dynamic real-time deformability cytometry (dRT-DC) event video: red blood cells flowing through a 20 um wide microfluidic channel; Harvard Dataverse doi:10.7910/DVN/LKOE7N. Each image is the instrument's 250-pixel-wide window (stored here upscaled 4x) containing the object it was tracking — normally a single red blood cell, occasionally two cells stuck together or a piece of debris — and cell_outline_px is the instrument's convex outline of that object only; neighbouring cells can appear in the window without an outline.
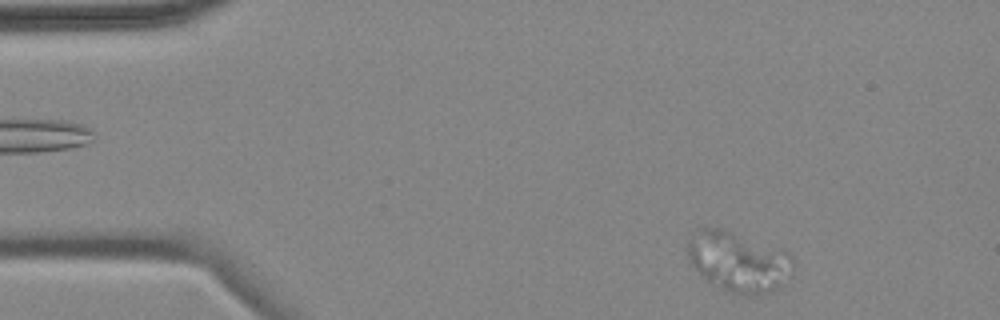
{"species": "common noctule bat (a hibernating species)", "species_latin": "Nyctalus noctula", "temperature_condition": "cold", "stored_images_in_passage": 4, "camera_frame_rate_fps": 3000, "um_per_image_px": 0.085, "animal": {"sex": "female", "body_mass_g": 18.4}, "frame": {"image": 1, "passage_image": 4, "time_ms": 3.667, "image_size_px": [1000, 320], "cell_outline_px": [[796, 264], [792, 276], [780, 288], [772, 292], [748, 296], [732, 292], [704, 280], [688, 260], [688, 240], [692, 232], [696, 228], [724, 228], [780, 248], [788, 252], [796, 260]], "centroid_in_image_um": [62.81, 22.24], "position_along_channel_um": 22.2, "area_um2": 37.92}}